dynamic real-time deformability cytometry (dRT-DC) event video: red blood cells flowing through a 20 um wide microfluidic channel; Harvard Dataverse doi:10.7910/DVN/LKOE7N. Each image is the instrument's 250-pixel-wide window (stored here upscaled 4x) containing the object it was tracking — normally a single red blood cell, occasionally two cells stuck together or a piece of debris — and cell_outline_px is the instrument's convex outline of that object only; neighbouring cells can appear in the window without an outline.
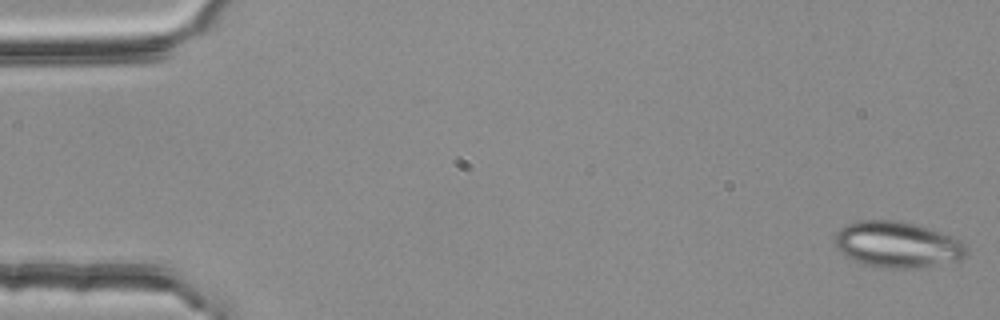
{"species": "common noctule bat (a hibernating species)", "species_latin": "Nyctalus noctula", "temperature_condition": "room temperature", "stored_images_in_passage": 53, "camera_frame_rate_fps": 3000, "um_per_image_px": 0.085, "animal": {"sex": "female", "body_mass_g": 25.1}, "frame": {"image": 1, "passage_image": 1, "time_ms": 0.0, "image_size_px": [1000, 320], "cell_outline_px": [[968, 256], [960, 260], [908, 268], [884, 268], [864, 264], [852, 260], [840, 252], [836, 248], [836, 232], [840, 228], [856, 220], [896, 220], [916, 224], [952, 236], [968, 244]], "centroid_in_image_um": [76.29, 20.78], "position_along_channel_um": 8.7, "area_um2": 35.37}}
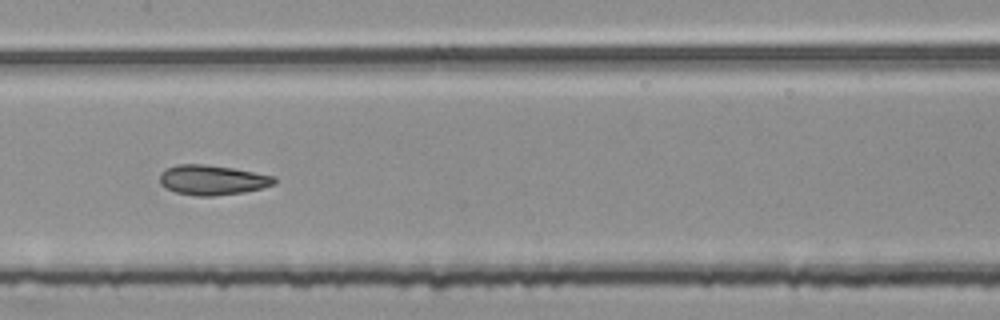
{"frame": {"image": 2, "passage_image": 27, "time_ms": 8.667, "image_size_px": [1000, 320], "cell_outline_px": [[276, 184], [244, 192], [212, 196], [196, 196], [176, 192], [164, 188], [160, 184], [160, 172], [176, 164], [204, 164], [232, 168], [276, 176]], "centroid_in_image_um": [18.04, 15.3], "position_along_channel_um": 189.4, "area_um2": 20.0}}
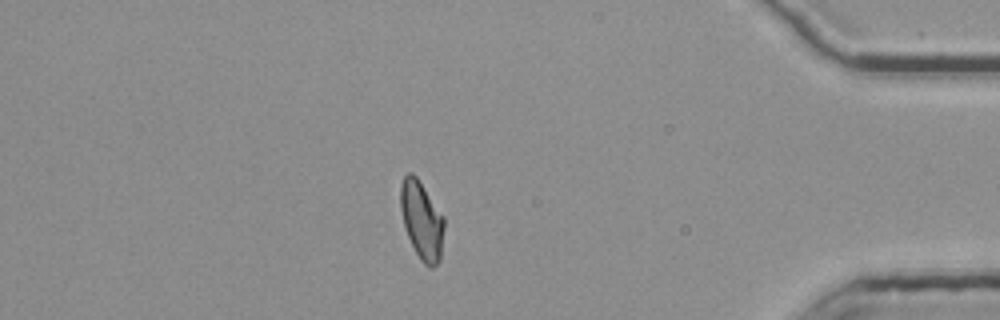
{"frame": {"image": 3, "passage_image": 47, "time_ms": 15.333, "image_size_px": [1000, 320], "cell_outline_px": [[444, 228], [440, 260], [432, 268], [428, 268], [420, 260], [408, 236], [404, 224], [400, 208], [400, 184], [404, 176], [408, 172], [412, 172], [416, 176], [444, 216]], "centroid_in_image_um": [35.85, 18.72], "position_along_channel_um": 399.4, "area_um2": 19.83}, "authors_computed_cell_mechanics": {"area_um2": 19.9988, "velocity_mm_per_s": 3.7721, "shape_relaxation_time_tau1_ms": null, "shape_relaxation_time_tau2_ms": 1.6364, "deformation_change_tau1": null, "deformation_change_tau2": 0.0739}}